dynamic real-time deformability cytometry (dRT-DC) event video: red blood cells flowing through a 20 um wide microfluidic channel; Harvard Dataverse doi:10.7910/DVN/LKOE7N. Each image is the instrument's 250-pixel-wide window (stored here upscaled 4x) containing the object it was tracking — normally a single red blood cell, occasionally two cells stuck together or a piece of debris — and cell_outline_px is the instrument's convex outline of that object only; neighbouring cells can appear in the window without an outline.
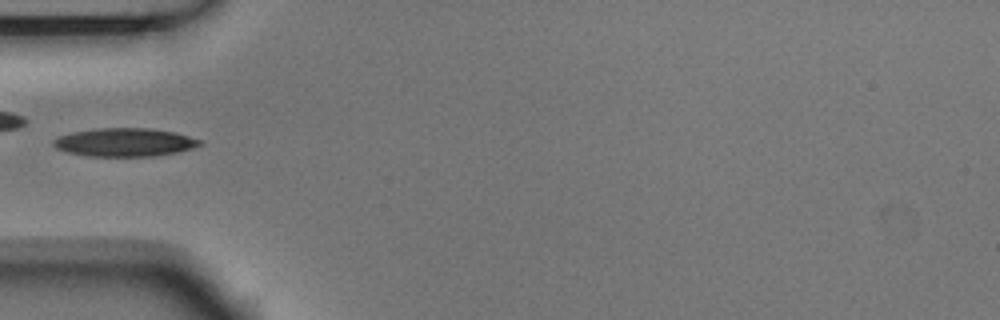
{"species": "Egyptian fruit bat (a non-hibernating species)", "species_latin": "Rousettus aegyptiacus", "temperature_condition": "room temperature", "stored_images_in_passage": 6, "camera_frame_rate_fps": 3000, "um_per_image_px": 0.085, "animal": {"sex": "male"}, "frame": {"image": 1, "passage_image": 6, "time_ms": 1.667, "image_size_px": [1000, 320], "cell_outline_px": [[204, 144], [192, 148], [176, 152], [156, 156], [88, 156], [68, 152], [56, 148], [52, 144], [52, 140], [60, 136], [72, 132], [96, 128], [148, 128], [172, 132], [188, 136], [200, 140]], "centroid_in_image_um": [10.57, 12.09], "position_along_channel_um": 74.4, "area_um2": 24.04}}